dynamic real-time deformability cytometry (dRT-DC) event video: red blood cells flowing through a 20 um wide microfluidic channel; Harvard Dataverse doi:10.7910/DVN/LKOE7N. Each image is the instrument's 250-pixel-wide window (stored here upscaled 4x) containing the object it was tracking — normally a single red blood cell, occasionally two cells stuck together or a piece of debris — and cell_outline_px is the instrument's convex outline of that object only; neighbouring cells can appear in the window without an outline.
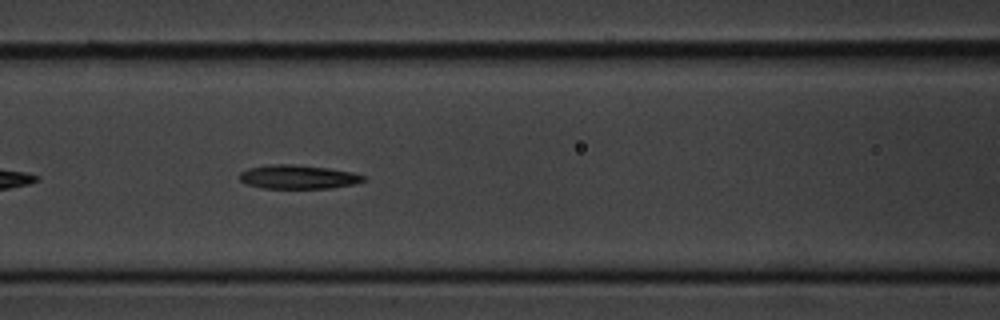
{"species": "common noctule bat (a hibernating species)", "species_latin": "Nyctalus noctula", "temperature_condition": "cold", "stored_images_in_passage": 19, "camera_frame_rate_fps": 3000, "um_per_image_px": 0.085, "animal": {"sex": "male", "body_mass_g": 20.1, "forearm_length_mm": 53.5}, "frame": {"image": 1, "passage_image": 9, "time_ms": 2.667, "image_size_px": [1000, 320], "cell_outline_px": [[368, 180], [352, 184], [332, 188], [264, 188], [244, 184], [240, 180], [240, 172], [248, 168], [268, 164], [292, 164], [328, 168], [352, 172], [364, 176]], "centroid_in_image_um": [25.31, 15.03], "position_along_channel_um": 141.3, "area_um2": 17.28}}
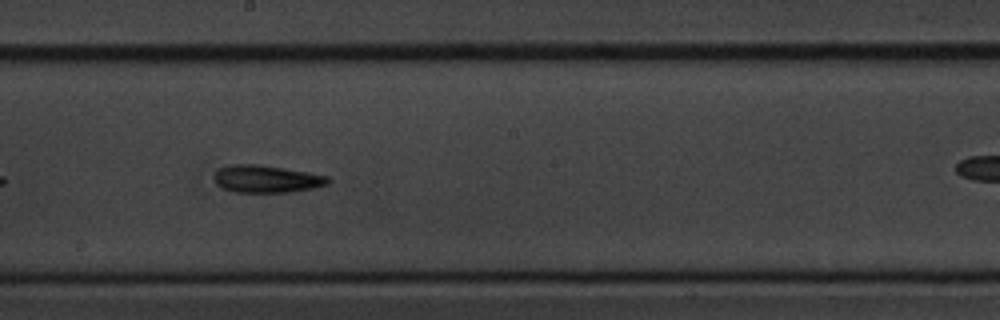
{"frame": {"image": 2, "passage_image": 16, "time_ms": 5.0, "image_size_px": [1000, 320], "cell_outline_px": [[332, 180], [328, 184], [312, 188], [292, 192], [232, 192], [220, 188], [216, 184], [216, 172], [220, 168], [228, 164], [260, 164], [308, 172], [328, 176]], "centroid_in_image_um": [22.66, 15.21], "position_along_channel_um": 225.5, "area_um2": 18.32}}